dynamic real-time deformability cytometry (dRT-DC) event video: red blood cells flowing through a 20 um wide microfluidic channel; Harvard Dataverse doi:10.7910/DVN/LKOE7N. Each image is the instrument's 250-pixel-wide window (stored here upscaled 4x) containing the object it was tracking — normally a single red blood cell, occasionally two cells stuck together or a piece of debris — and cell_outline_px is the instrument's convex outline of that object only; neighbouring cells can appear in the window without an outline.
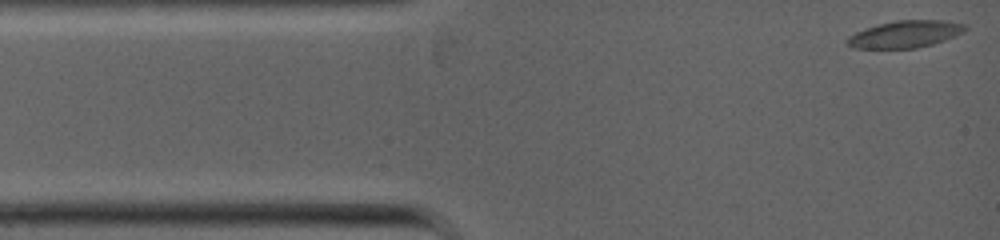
{"species": "common noctule bat (a hibernating species)", "species_latin": "Nyctalus noctula", "temperature_condition": "warm", "stored_images_in_passage": 49, "camera_frame_rate_fps": 5000, "um_per_image_px": 0.085, "animal": {"sex": "female", "body_mass_g": 19.0, "forearm_length_mm": 53.3}, "frame": {"image": 1, "passage_image": 1, "time_ms": 0.0, "image_size_px": [1000, 240], "cell_outline_px": [[968, 28], [964, 32], [944, 40], [932, 44], [916, 48], [856, 48], [848, 44], [848, 36], [856, 32], [880, 24], [896, 20], [944, 20], [964, 24]], "centroid_in_image_um": [76.99, 2.9], "position_along_channel_um": 8.0, "area_um2": 18.26}}
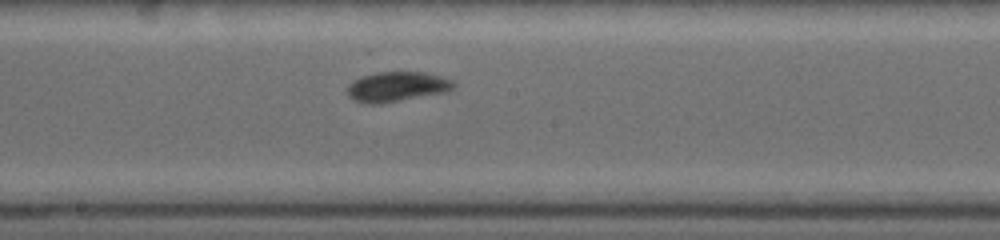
{"frame": {"image": 2, "passage_image": 29, "time_ms": 5.4, "image_size_px": [1000, 240], "cell_outline_px": [[456, 84], [452, 88], [444, 92], [380, 104], [372, 104], [352, 100], [348, 96], [348, 84], [352, 80], [360, 76], [376, 72], [424, 72], [440, 76], [452, 80]], "centroid_in_image_um": [33.68, 7.36], "position_along_channel_um": 214.5, "area_um2": 18.5}}
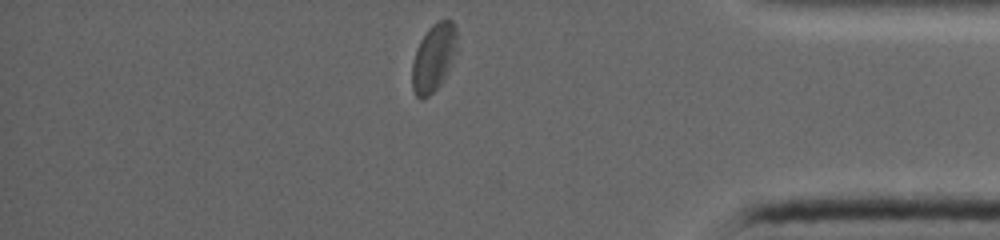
{"frame": {"image": 3, "passage_image": 49, "time_ms": 9.6, "image_size_px": [1000, 240], "cell_outline_px": [[456, 44], [440, 84], [428, 96], [420, 100], [416, 96], [412, 88], [412, 60], [416, 48], [420, 40], [428, 28], [432, 24], [440, 20], [452, 20], [456, 28]], "centroid_in_image_um": [36.79, 4.87], "position_along_channel_um": 398.4, "area_um2": 17.11}}